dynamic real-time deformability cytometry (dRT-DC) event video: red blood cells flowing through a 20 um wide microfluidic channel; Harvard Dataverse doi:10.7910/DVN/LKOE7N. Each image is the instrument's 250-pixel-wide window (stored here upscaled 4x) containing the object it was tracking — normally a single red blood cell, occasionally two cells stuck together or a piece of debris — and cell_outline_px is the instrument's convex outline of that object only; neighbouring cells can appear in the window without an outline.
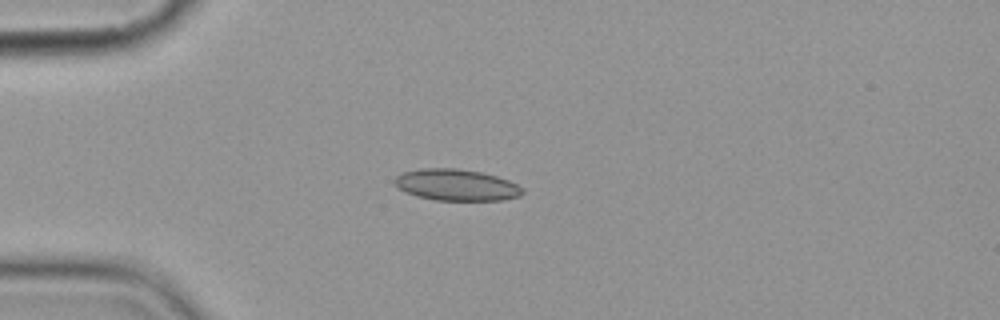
{"species": "common noctule bat (a hibernating species)", "species_latin": "Nyctalus noctula", "temperature_condition": "cold", "stored_images_in_passage": 9, "camera_frame_rate_fps": 3000, "um_per_image_px": 0.085, "animal": {"sex": "female", "body_mass_g": 19.9}, "frame": {"image": 1, "passage_image": 3, "time_ms": 2.333, "image_size_px": [1000, 320], "cell_outline_px": [[524, 192], [520, 196], [504, 200], [436, 200], [416, 196], [404, 192], [396, 188], [392, 184], [392, 180], [396, 176], [404, 172], [420, 168], [456, 168], [480, 172], [496, 176], [508, 180], [524, 188]], "centroid_in_image_um": [38.74, 15.72], "position_along_channel_um": 46.3, "area_um2": 23.7}}
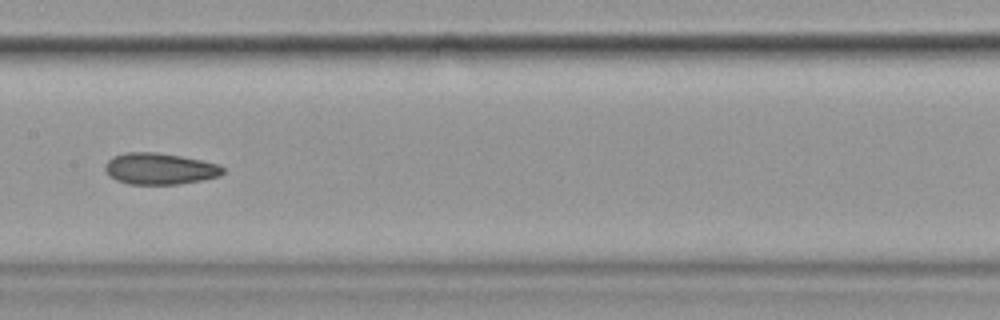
{"frame": {"image": 2, "passage_image": 7, "time_ms": 7.0, "image_size_px": [1000, 320], "cell_outline_px": [[224, 172], [220, 176], [204, 180], [176, 184], [128, 184], [116, 180], [108, 176], [104, 168], [104, 164], [112, 156], [124, 152], [156, 152], [180, 156], [200, 160], [216, 164], [224, 168]], "centroid_in_image_um": [13.53, 14.34], "position_along_channel_um": 193.9, "area_um2": 21.68}}
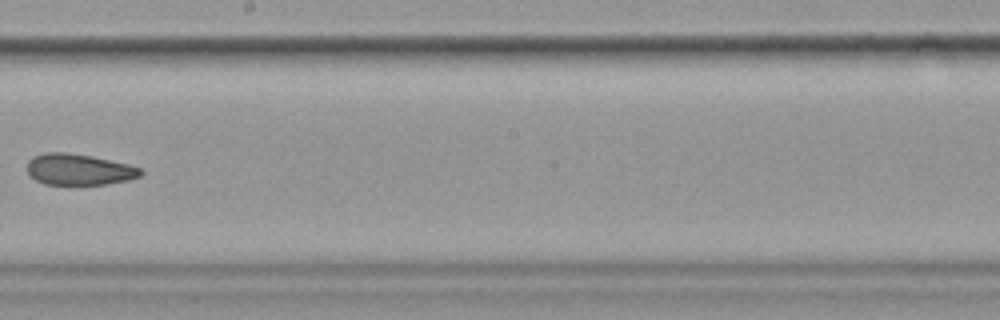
{"frame": {"image": 3, "passage_image": 8, "time_ms": 8.333, "image_size_px": [1000, 320], "cell_outline_px": [[144, 172], [140, 176], [128, 180], [108, 184], [80, 188], [72, 188], [44, 184], [36, 180], [28, 172], [28, 160], [32, 156], [44, 152], [68, 152], [92, 156], [128, 164], [140, 168]], "centroid_in_image_um": [6.7, 14.46], "position_along_channel_um": 241.5, "area_um2": 21.68}}